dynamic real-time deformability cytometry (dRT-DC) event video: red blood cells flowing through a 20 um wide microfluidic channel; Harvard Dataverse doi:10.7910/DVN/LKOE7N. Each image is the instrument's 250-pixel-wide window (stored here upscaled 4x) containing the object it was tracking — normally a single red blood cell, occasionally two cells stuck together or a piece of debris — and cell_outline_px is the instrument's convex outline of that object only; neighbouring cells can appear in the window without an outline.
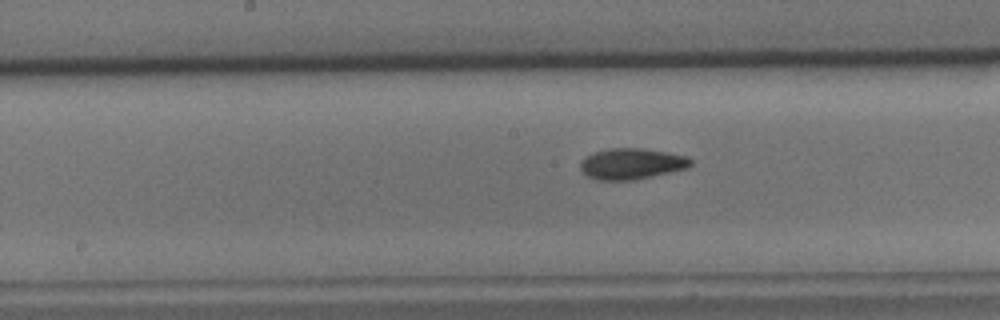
{"species": "common noctule bat (a hibernating species)", "species_latin": "Nyctalus noctula", "temperature_condition": "cold", "stored_images_in_passage": 34, "camera_frame_rate_fps": 3000, "um_per_image_px": 0.085, "animal": {"sex": "male", "body_mass_g": 15.6}, "frame": {"image": 1, "passage_image": 19, "time_ms": 6.0, "image_size_px": [1000, 320], "cell_outline_px": [[692, 164], [688, 168], [652, 176], [632, 180], [596, 180], [588, 176], [580, 168], [580, 164], [592, 152], [608, 148], [644, 148], [668, 152], [688, 156], [692, 160]], "centroid_in_image_um": [53.72, 13.91], "position_along_channel_um": 194.5, "area_um2": 19.94}}
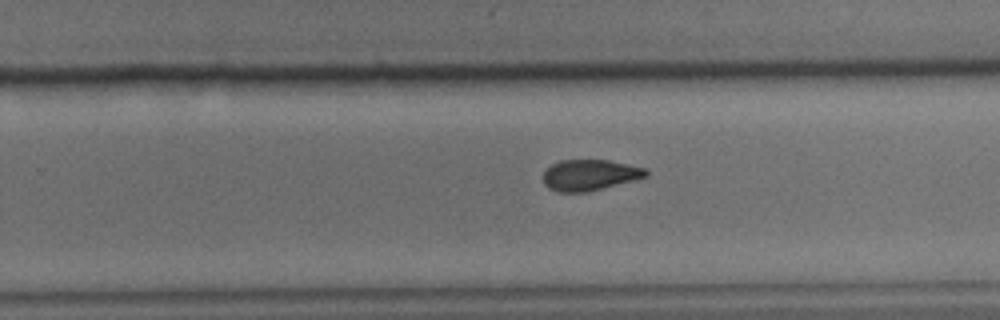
{"frame": {"image": 2, "passage_image": 26, "time_ms": 8.333, "image_size_px": [1000, 320], "cell_outline_px": [[648, 176], [636, 180], [584, 192], [560, 192], [548, 188], [544, 184], [544, 172], [552, 164], [560, 160], [608, 160], [648, 168]], "centroid_in_image_um": [50.16, 14.87], "position_along_channel_um": 279.6, "area_um2": 18.5}}
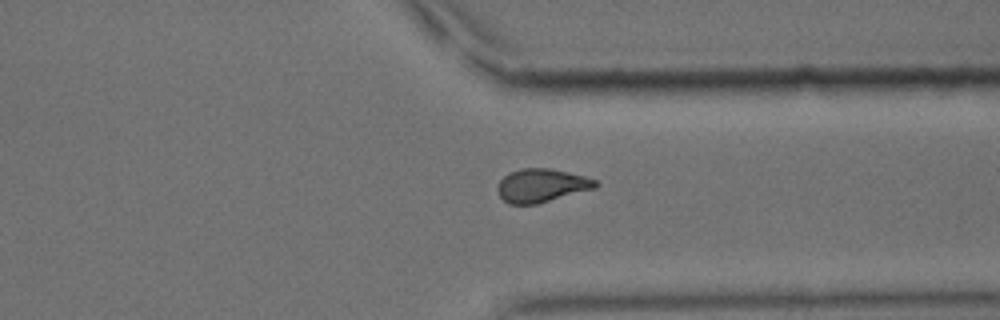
{"frame": {"image": 3, "passage_image": 33, "time_ms": 10.667, "image_size_px": [1000, 320], "cell_outline_px": [[600, 184], [596, 188], [536, 204], [508, 204], [500, 196], [496, 188], [500, 180], [508, 172], [520, 168], [548, 168], [568, 172], [584, 176], [596, 180]], "centroid_in_image_um": [46.02, 15.76], "position_along_channel_um": 365.4, "area_um2": 19.13}}